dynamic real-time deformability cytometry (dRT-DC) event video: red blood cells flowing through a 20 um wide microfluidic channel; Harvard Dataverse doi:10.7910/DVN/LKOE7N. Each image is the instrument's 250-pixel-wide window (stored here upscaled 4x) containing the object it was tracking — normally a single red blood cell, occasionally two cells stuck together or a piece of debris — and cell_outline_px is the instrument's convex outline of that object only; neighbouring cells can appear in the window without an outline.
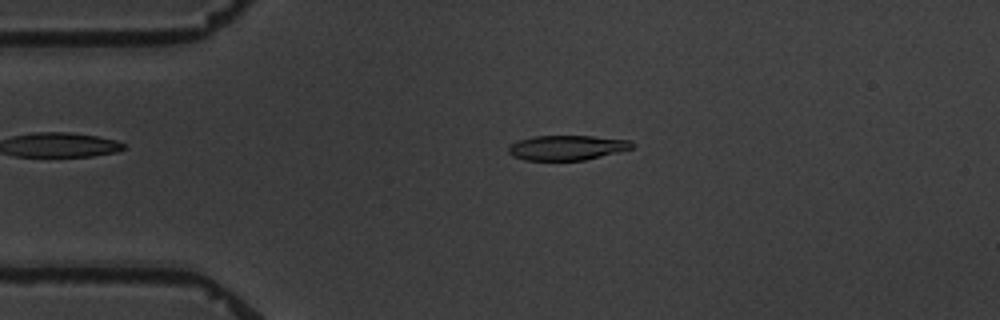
{"species": "common noctule bat (a hibernating species)", "species_latin": "Nyctalus noctula", "temperature_condition": "warm", "stored_images_in_passage": 3, "camera_frame_rate_fps": 3000, "um_per_image_px": 0.085, "animal": {"sex": "male", "body_mass_g": 19.5, "forearm_length_mm": 54.6}, "frame": {"image": 1, "passage_image": 2, "time_ms": 2.0, "image_size_px": [1000, 320], "cell_outline_px": [[636, 144], [632, 148], [584, 160], [524, 160], [512, 156], [508, 152], [508, 148], [512, 144], [520, 140], [536, 136], [592, 136], [632, 140]], "centroid_in_image_um": [48.21, 12.55], "position_along_channel_um": 36.8, "area_um2": 17.74}}